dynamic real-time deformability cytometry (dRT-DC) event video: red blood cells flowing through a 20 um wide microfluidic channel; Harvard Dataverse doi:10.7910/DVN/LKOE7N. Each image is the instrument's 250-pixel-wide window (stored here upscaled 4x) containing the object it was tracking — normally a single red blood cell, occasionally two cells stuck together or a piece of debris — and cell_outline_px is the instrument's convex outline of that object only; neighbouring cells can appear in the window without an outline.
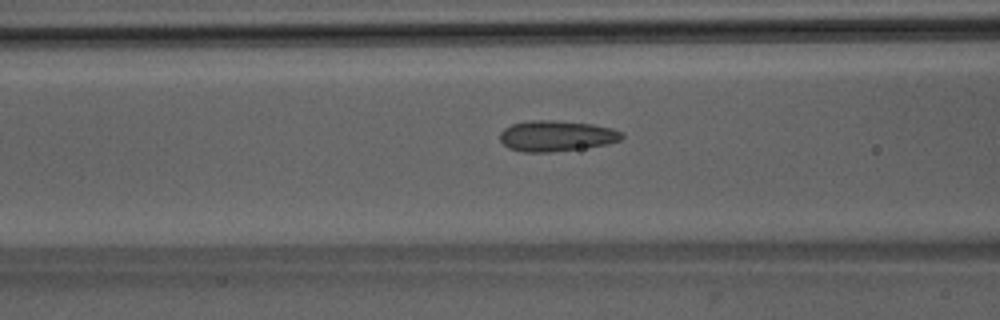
{"species": "Egyptian fruit bat (a non-hibernating species)", "species_latin": "Rousettus aegyptiacus", "temperature_condition": "room temperature", "stored_images_in_passage": 47, "camera_frame_rate_fps": 3000, "um_per_image_px": 0.085, "animal": {"sex": "male"}, "frame": {"image": 1, "passage_image": 16, "time_ms": 5.0, "image_size_px": [1000, 320], "cell_outline_px": [[624, 136], [620, 140], [608, 144], [552, 152], [524, 152], [508, 148], [500, 140], [500, 132], [504, 128], [512, 124], [528, 120], [552, 120], [592, 124], [612, 128], [620, 132]], "centroid_in_image_um": [47.26, 11.55], "position_along_channel_um": 119.3, "area_um2": 21.79}}
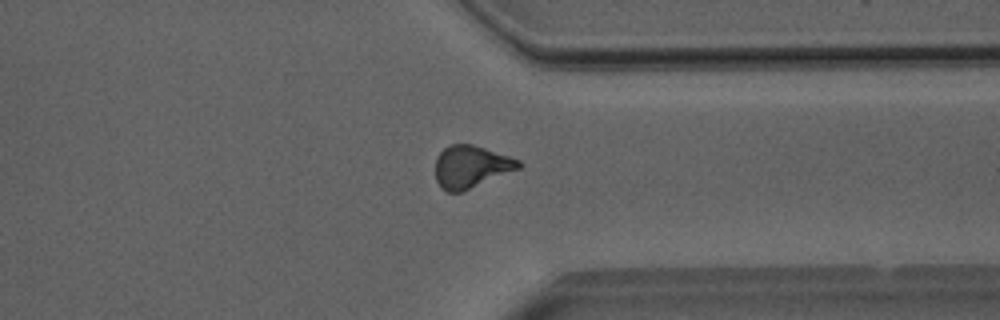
{"frame": {"image": 2, "passage_image": 35, "time_ms": 11.333, "image_size_px": [1000, 320], "cell_outline_px": [[524, 164], [520, 168], [460, 192], [448, 192], [436, 180], [436, 156], [444, 148], [452, 144], [472, 144], [520, 160]], "centroid_in_image_um": [40.04, 14.15], "position_along_channel_um": 371.4, "area_um2": 20.17}}
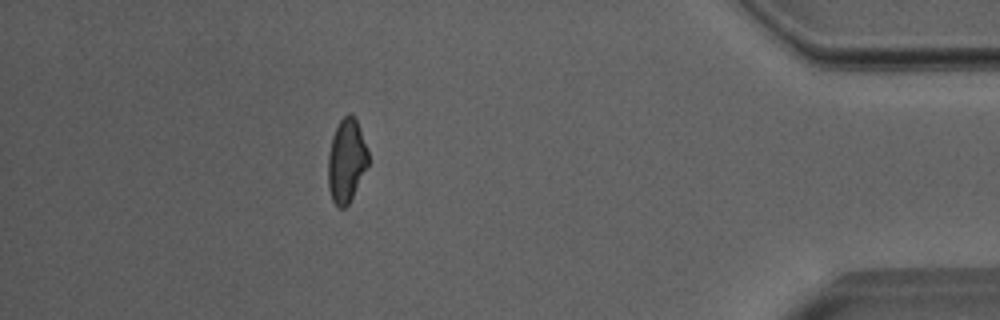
{"frame": {"image": 3, "passage_image": 41, "time_ms": 13.333, "image_size_px": [1000, 320], "cell_outline_px": [[368, 164], [348, 204], [344, 208], [336, 208], [332, 200], [328, 188], [328, 152], [332, 136], [340, 120], [348, 112], [352, 112], [356, 120], [368, 152]], "centroid_in_image_um": [29.41, 13.66], "position_along_channel_um": 405.8, "area_um2": 19.42}, "authors_computed_cell_mechanics": {"area_um2": 20.519, "velocity_mm_per_s": 4.0021, "shape_relaxation_time_tau1_ms": null, "shape_relaxation_time_tau2_ms": 1.4254, "deformation_change_tau1": null, "deformation_change_tau2": 0.084}}